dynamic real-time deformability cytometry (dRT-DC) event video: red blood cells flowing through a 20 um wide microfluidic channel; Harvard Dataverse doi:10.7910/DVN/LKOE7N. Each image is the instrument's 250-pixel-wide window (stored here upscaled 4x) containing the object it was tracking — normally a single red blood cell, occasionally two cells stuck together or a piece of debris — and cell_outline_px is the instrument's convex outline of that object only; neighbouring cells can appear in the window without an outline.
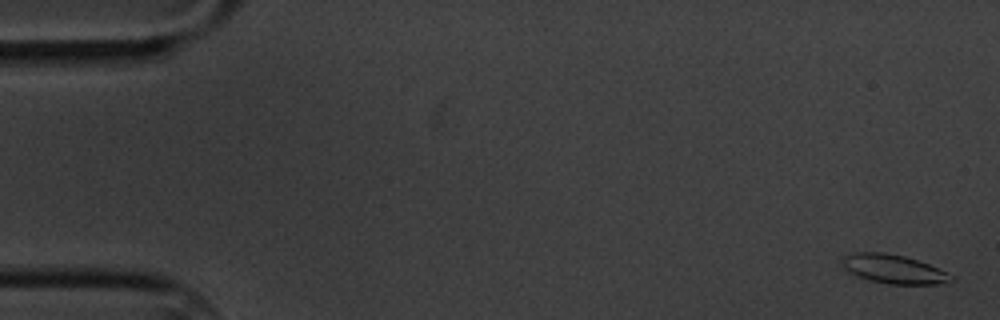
{"species": "common noctule bat (a hibernating species)", "species_latin": "Nyctalus noctula", "temperature_condition": "cold", "stored_images_in_passage": 7, "camera_frame_rate_fps": 3000, "um_per_image_px": 0.085, "animal": {"sex": "male", "body_mass_g": 20.1, "forearm_length_mm": 53.5}, "frame": {"image": 1, "passage_image": 1, "time_ms": 0.0, "image_size_px": [1000, 320], "cell_outline_px": [[956, 280], [940, 284], [888, 284], [868, 280], [856, 276], [844, 268], [844, 256], [856, 252], [884, 252], [904, 256], [928, 264], [952, 276]], "centroid_in_image_um": [75.95, 22.88], "position_along_channel_um": 9.0, "area_um2": 18.09}}
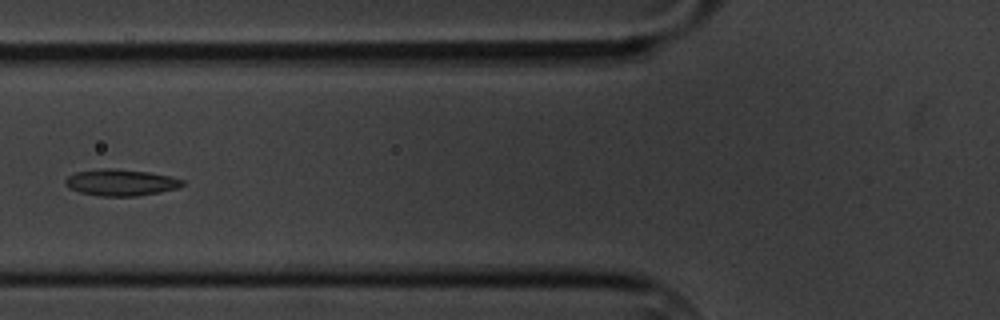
{"frame": {"image": 2, "passage_image": 7, "time_ms": 7.0, "image_size_px": [1000, 320], "cell_outline_px": [[184, 184], [176, 188], [160, 192], [136, 196], [100, 196], [80, 192], [68, 188], [64, 184], [64, 180], [68, 176], [76, 172], [104, 168], [112, 168], [148, 172], [168, 176], [184, 180]], "centroid_in_image_um": [10.23, 15.51], "position_along_channel_um": 115.6, "area_um2": 17.98}}